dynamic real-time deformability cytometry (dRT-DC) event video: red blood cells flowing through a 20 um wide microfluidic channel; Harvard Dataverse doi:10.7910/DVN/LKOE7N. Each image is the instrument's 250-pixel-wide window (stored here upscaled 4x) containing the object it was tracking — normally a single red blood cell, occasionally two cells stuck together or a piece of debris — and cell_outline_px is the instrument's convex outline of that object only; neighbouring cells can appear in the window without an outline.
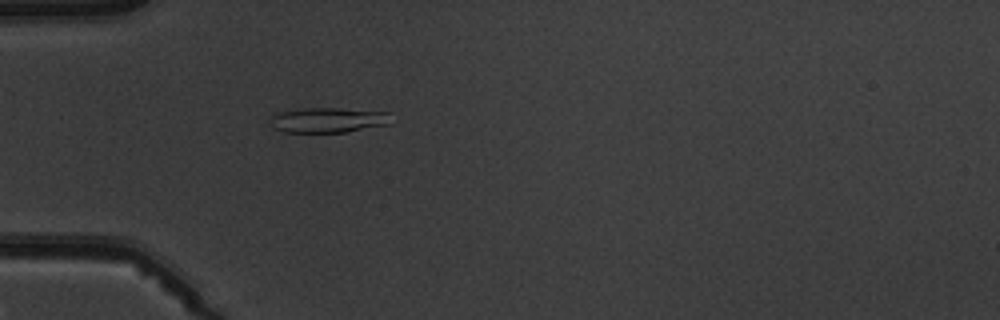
{"species": "common noctule bat (a hibernating species)", "species_latin": "Nyctalus noctula", "temperature_condition": "warm", "stored_images_in_passage": 5, "camera_frame_rate_fps": 3000, "um_per_image_px": 0.085, "animal": {"sex": "male", "body_mass_g": 19.5, "forearm_length_mm": 54.6}, "frame": {"image": 1, "passage_image": 5, "time_ms": 5.333, "image_size_px": [1000, 320], "cell_outline_px": [[388, 124], [344, 132], [284, 132], [276, 128], [268, 120], [272, 116], [280, 112], [304, 108], [340, 108], [388, 112]], "centroid_in_image_um": [27.84, 10.2], "position_along_channel_um": 57.2, "area_um2": 17.28}}